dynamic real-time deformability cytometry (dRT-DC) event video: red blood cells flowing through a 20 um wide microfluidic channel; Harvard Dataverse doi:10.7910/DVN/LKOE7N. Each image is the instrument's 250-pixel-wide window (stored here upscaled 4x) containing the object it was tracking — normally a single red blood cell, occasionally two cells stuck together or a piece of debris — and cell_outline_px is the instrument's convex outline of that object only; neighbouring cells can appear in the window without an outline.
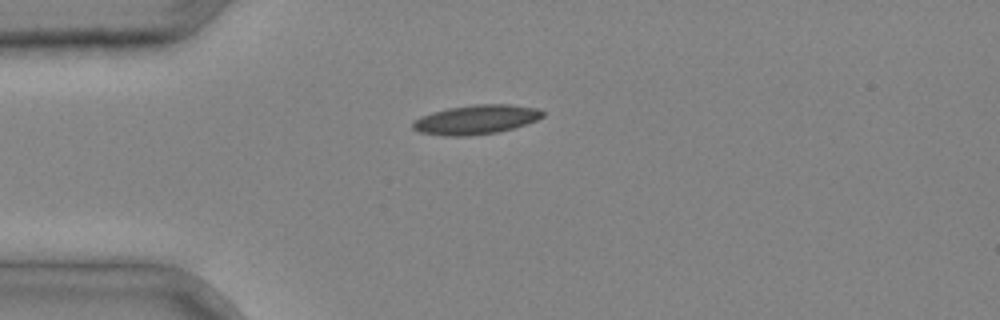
{"species": "common noctule bat (a hibernating species)", "species_latin": "Nyctalus noctula", "temperature_condition": "cold", "stored_images_in_passage": 2, "camera_frame_rate_fps": 3000, "um_per_image_px": 0.085, "animal": {"sex": "male", "body_mass_g": 20.4}, "frame": {"image": 1, "passage_image": 1, "time_ms": 0.0, "image_size_px": [1000, 320], "cell_outline_px": [[544, 116], [536, 120], [512, 128], [496, 132], [468, 136], [444, 136], [420, 132], [412, 128], [412, 120], [420, 116], [432, 112], [448, 108], [476, 104], [508, 104], [536, 108], [544, 112]], "centroid_in_image_um": [40.41, 10.16], "position_along_channel_um": 44.6, "area_um2": 22.08}}
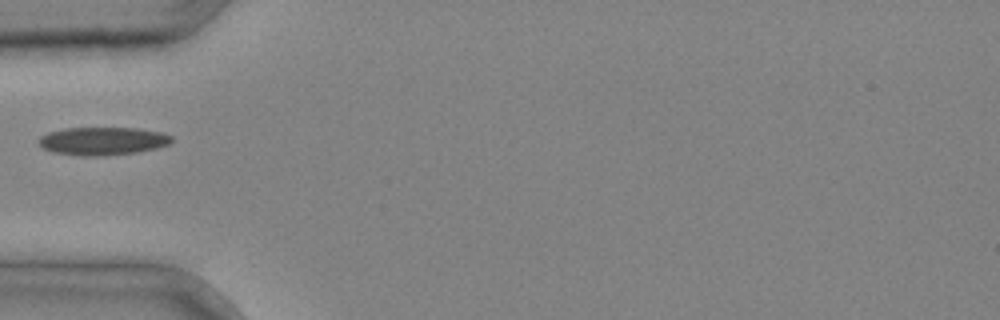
{"frame": {"image": 2, "passage_image": 2, "time_ms": 0.333, "image_size_px": [1000, 320], "cell_outline_px": [[172, 140], [168, 144], [156, 148], [136, 152], [104, 156], [80, 156], [52, 152], [40, 148], [36, 140], [40, 136], [48, 132], [64, 128], [136, 128], [160, 132], [172, 136]], "centroid_in_image_um": [8.64, 11.99], "position_along_channel_um": 76.4, "area_um2": 21.91}}